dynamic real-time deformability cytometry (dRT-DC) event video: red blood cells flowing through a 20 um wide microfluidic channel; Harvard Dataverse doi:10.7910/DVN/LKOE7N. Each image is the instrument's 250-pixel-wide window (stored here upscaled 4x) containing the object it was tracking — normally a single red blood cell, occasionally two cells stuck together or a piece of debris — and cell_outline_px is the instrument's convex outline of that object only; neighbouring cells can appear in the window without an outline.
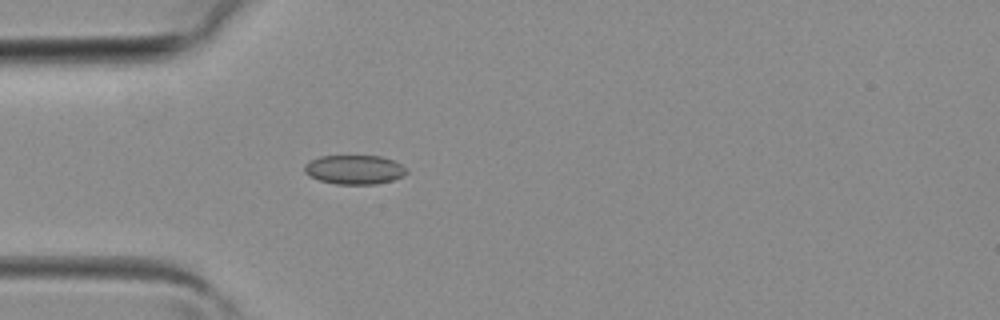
{"species": "common noctule bat (a hibernating species)", "species_latin": "Nyctalus noctula", "temperature_condition": "room temperature", "stored_images_in_passage": 3, "camera_frame_rate_fps": 3000, "um_per_image_px": 0.085, "animal": {"sex": "female", "body_mass_g": 19.3, "forearm_length_mm": 54.1}, "frame": {"image": 1, "passage_image": 3, "time_ms": 0.667, "image_size_px": [1000, 320], "cell_outline_px": [[408, 172], [404, 176], [392, 180], [376, 184], [336, 184], [320, 180], [308, 176], [304, 172], [304, 164], [320, 156], [380, 156], [392, 160], [400, 164]], "centroid_in_image_um": [30.1, 14.42], "position_along_channel_um": 54.9, "area_um2": 17.28}}